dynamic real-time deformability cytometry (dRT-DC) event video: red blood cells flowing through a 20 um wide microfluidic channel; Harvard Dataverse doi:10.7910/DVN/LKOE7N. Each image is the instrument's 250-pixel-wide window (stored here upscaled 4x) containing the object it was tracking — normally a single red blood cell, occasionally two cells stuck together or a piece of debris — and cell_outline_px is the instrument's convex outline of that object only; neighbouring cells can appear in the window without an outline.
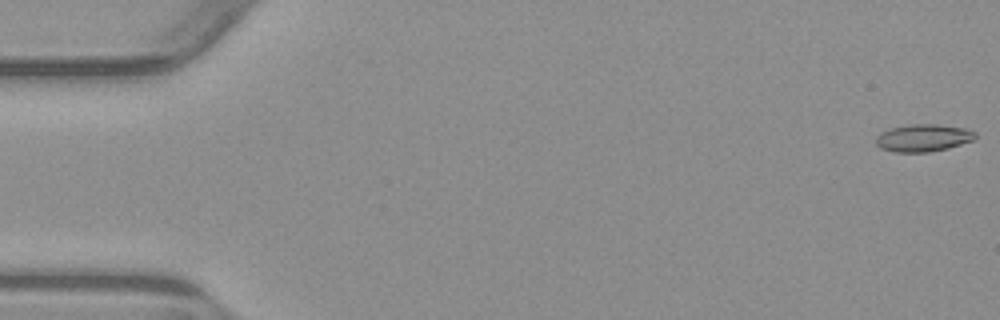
{"species": "common noctule bat (a hibernating species)", "species_latin": "Nyctalus noctula", "temperature_condition": "warm", "stored_images_in_passage": 6, "camera_frame_rate_fps": 3000, "um_per_image_px": 0.085, "animal": {"sex": "male", "body_mass_g": 23.1, "forearm_length_mm": 52.7}, "frame": {"image": 1, "passage_image": 1, "time_ms": 0.0, "image_size_px": [1000, 320], "cell_outline_px": [[976, 140], [948, 148], [928, 152], [896, 152], [880, 148], [876, 144], [876, 136], [880, 132], [892, 128], [912, 124], [936, 124], [968, 128], [976, 132]], "centroid_in_image_um": [78.52, 11.72], "position_along_channel_um": 6.5, "area_um2": 16.01}}